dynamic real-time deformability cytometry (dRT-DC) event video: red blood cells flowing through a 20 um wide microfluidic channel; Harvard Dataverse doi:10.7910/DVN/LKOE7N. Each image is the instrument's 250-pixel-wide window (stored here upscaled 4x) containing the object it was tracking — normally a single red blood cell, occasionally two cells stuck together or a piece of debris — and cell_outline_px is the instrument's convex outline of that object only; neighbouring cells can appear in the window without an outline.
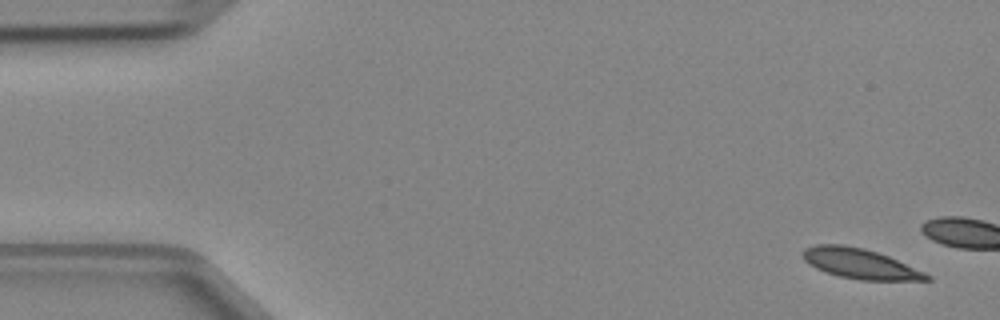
{"species": "Egyptian fruit bat (a non-hibernating species)", "species_latin": "Rousettus aegyptiacus", "temperature_condition": "cold", "stored_images_in_passage": 4, "camera_frame_rate_fps": 3000, "um_per_image_px": 0.085, "animal": {"sex": "female"}, "frame": {"image": 1, "passage_image": 1, "time_ms": 0.0, "image_size_px": [1000, 320], "cell_outline_px": [[932, 280], [860, 280], [840, 276], [816, 268], [808, 264], [804, 260], [804, 248], [816, 244], [844, 244], [864, 248], [888, 256], [924, 272], [932, 276]], "centroid_in_image_um": [73.1, 22.4], "position_along_channel_um": 11.9, "area_um2": 21.5}}